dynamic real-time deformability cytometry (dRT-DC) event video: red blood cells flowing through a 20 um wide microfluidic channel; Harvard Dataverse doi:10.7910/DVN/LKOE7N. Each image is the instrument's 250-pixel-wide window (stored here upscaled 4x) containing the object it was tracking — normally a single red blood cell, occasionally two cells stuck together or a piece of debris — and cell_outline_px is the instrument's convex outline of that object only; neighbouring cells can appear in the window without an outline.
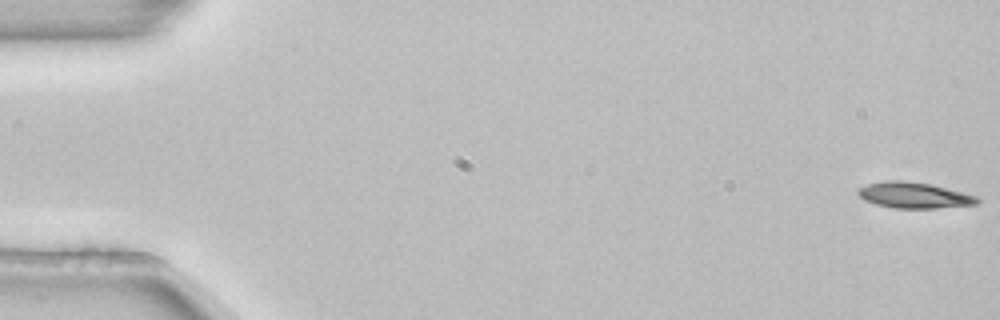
{"species": "common noctule bat (a hibernating species)", "species_latin": "Nyctalus noctula", "temperature_condition": "room temperature", "stored_images_in_passage": 4, "camera_frame_rate_fps": 3000, "um_per_image_px": 0.085, "animal": {"sex": "female", "body_mass_g": 22.7, "forearm_length_mm": 54.2}, "frame": {"image": 1, "passage_image": 1, "time_ms": 0.0, "image_size_px": [1000, 320], "cell_outline_px": [[980, 200], [976, 204], [936, 208], [896, 208], [876, 204], [864, 200], [856, 192], [860, 188], [868, 184], [884, 180], [904, 180], [932, 184], [964, 192], [976, 196]], "centroid_in_image_um": [77.7, 16.58], "position_along_channel_um": 7.3, "area_um2": 17.98}}
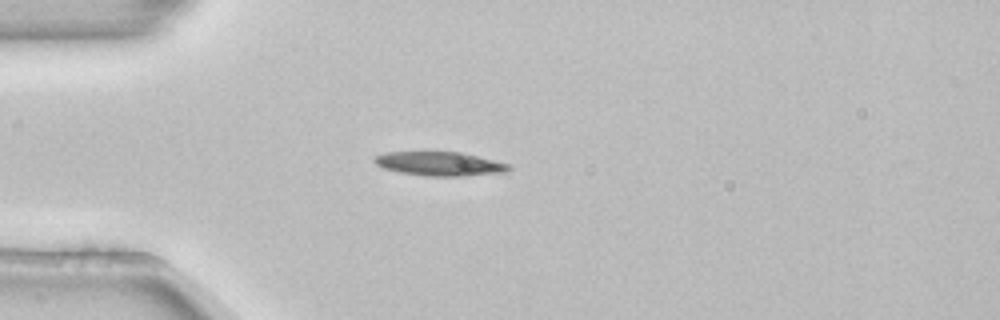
{"frame": {"image": 2, "passage_image": 4, "time_ms": 1.0, "image_size_px": [1000, 320], "cell_outline_px": [[512, 168], [508, 172], [464, 176], [424, 176], [400, 172], [384, 168], [376, 164], [372, 160], [376, 156], [384, 152], [460, 152], [508, 164]], "centroid_in_image_um": [37.36, 13.93], "position_along_channel_um": 47.6, "area_um2": 18.67}}